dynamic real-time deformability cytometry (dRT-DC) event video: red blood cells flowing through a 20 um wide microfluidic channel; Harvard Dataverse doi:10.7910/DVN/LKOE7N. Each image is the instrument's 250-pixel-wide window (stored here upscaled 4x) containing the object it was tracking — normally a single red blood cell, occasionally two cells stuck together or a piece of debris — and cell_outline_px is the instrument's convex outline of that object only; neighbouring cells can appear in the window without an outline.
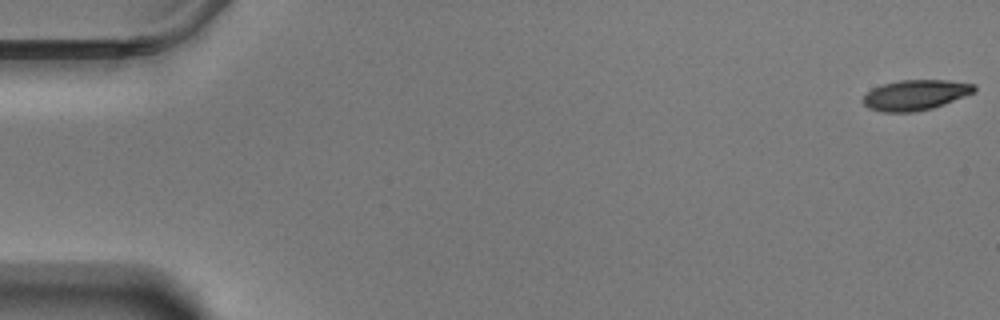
{"species": "Egyptian fruit bat (a non-hibernating species)", "species_latin": "Rousettus aegyptiacus", "temperature_condition": "warm", "stored_images_in_passage": 58, "camera_frame_rate_fps": 3000, "um_per_image_px": 0.085, "animal": {"sex": "male"}, "frame": {"image": 1, "passage_image": 1, "time_ms": 0.0, "image_size_px": [1000, 320], "cell_outline_px": [[976, 92], [944, 104], [932, 108], [912, 112], [880, 112], [868, 108], [860, 100], [872, 88], [884, 84], [900, 80], [948, 80], [976, 84]], "centroid_in_image_um": [77.81, 8.07], "position_along_channel_um": 7.2, "area_um2": 19.77}}
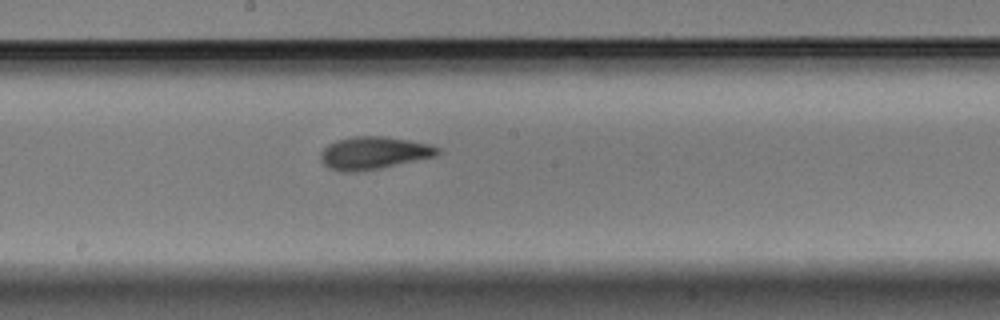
{"frame": {"image": 2, "passage_image": 32, "time_ms": 10.333, "image_size_px": [1000, 320], "cell_outline_px": [[440, 152], [436, 156], [380, 168], [356, 172], [340, 172], [328, 168], [320, 160], [320, 152], [328, 144], [336, 140], [352, 136], [388, 136], [428, 144], [440, 148]], "centroid_in_image_um": [31.73, 13.0], "position_along_channel_um": 216.5, "area_um2": 22.37}}
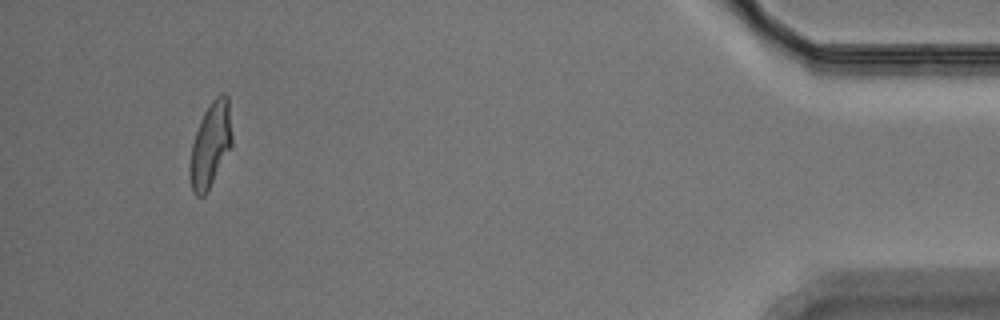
{"frame": {"image": 3, "passage_image": 55, "time_ms": 18.0, "image_size_px": [1000, 320], "cell_outline_px": [[232, 144], [204, 196], [196, 196], [192, 192], [188, 172], [188, 168], [192, 144], [200, 120], [204, 112], [212, 100], [220, 92], [224, 92], [228, 96], [232, 136]], "centroid_in_image_um": [17.87, 12.28], "position_along_channel_um": 417.3, "area_um2": 20.69}, "authors_computed_cell_mechanics": {"area_um2": 21.0103, "velocity_mm_per_s": 3.5012, "shape_relaxation_time_tau1_ms": 3.2609, "shape_relaxation_time_tau2_ms": 2.3975, "deformation_change_tau1": 0.1725, "deformation_change_tau2": 0.1032}}